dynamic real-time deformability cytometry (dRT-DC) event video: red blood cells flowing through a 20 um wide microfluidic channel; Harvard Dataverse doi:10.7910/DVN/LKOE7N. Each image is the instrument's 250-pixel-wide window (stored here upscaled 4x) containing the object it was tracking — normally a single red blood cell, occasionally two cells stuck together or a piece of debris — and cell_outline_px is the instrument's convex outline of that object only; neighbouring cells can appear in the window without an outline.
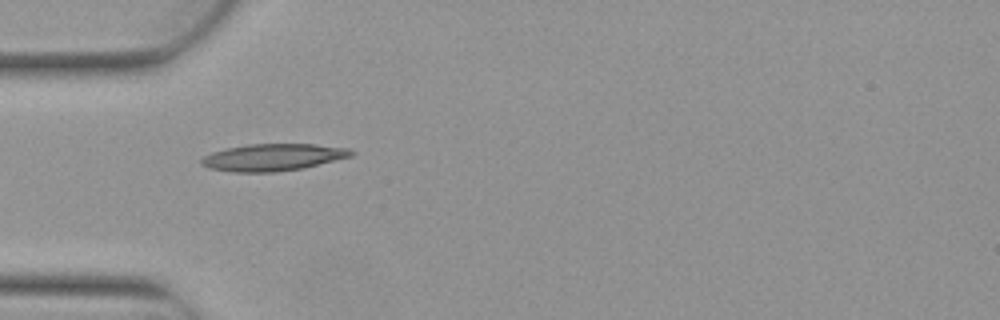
{"species": "Egyptian fruit bat (a non-hibernating species)", "species_latin": "Rousettus aegyptiacus", "temperature_condition": "warm", "stored_images_in_passage": 5, "camera_frame_rate_fps": 3000, "um_per_image_px": 0.085, "animal": {"sex": "female"}, "frame": {"image": 1, "passage_image": 2, "time_ms": 0.333, "image_size_px": [1000, 320], "cell_outline_px": [[356, 152], [352, 156], [304, 168], [276, 172], [232, 172], [208, 168], [200, 164], [200, 160], [204, 156], [212, 152], [224, 148], [248, 144], [316, 144], [352, 148]], "centroid_in_image_um": [23.22, 13.36], "position_along_channel_um": 61.8, "area_um2": 23.93}}
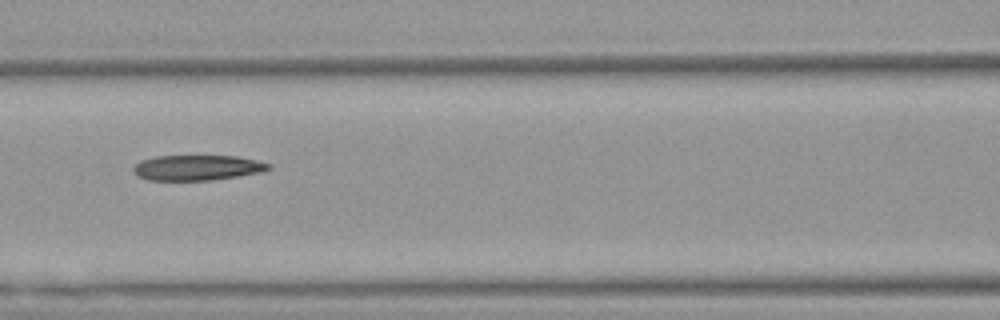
{"frame": {"image": 2, "passage_image": 4, "time_ms": 1.0, "image_size_px": [1000, 320], "cell_outline_px": [[272, 168], [264, 172], [212, 180], [148, 180], [136, 176], [132, 172], [132, 168], [140, 160], [156, 156], [236, 156], [256, 160], [272, 164]], "centroid_in_image_um": [16.76, 14.25], "position_along_channel_um": 149.8, "area_um2": 20.17}}
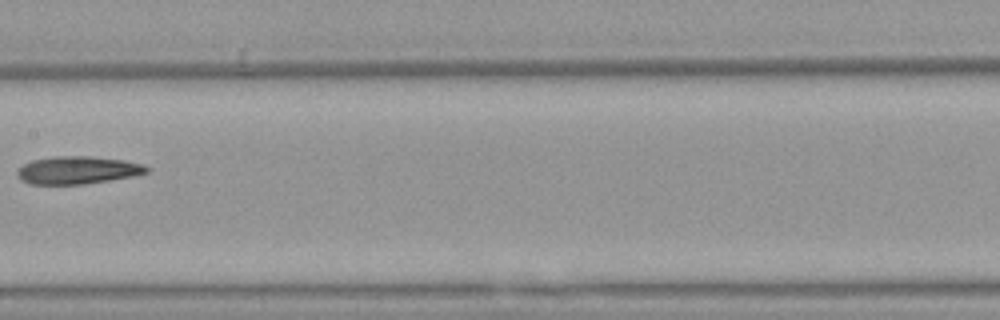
{"frame": {"image": 3, "passage_image": 5, "time_ms": 1.333, "image_size_px": [1000, 320], "cell_outline_px": [[152, 168], [148, 172], [132, 176], [84, 184], [28, 184], [20, 180], [16, 176], [16, 172], [24, 164], [32, 160], [52, 156], [92, 156], [124, 160], [144, 164]], "centroid_in_image_um": [6.59, 14.45], "position_along_channel_um": 200.8, "area_um2": 21.04}}